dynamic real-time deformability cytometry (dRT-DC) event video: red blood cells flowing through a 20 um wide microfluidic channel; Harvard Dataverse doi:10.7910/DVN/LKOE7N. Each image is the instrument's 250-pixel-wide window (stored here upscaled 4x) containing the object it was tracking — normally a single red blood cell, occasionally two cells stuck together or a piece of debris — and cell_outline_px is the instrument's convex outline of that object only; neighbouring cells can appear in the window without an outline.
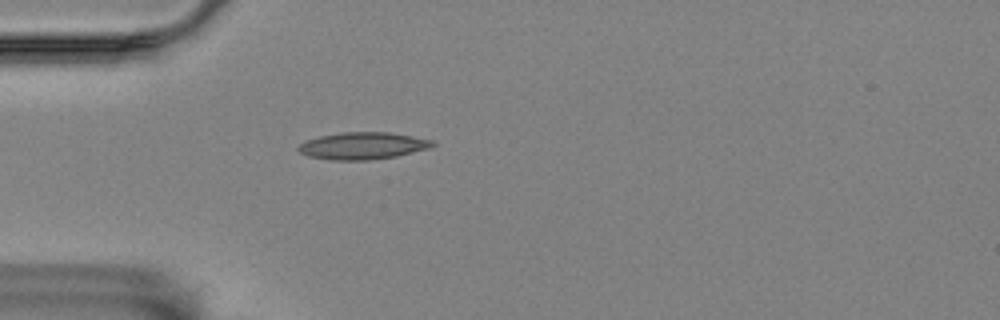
{"species": "Egyptian fruit bat (a non-hibernating species)", "species_latin": "Rousettus aegyptiacus", "temperature_condition": "room temperature", "stored_images_in_passage": 6, "camera_frame_rate_fps": 3000, "um_per_image_px": 0.085, "animal": {"sex": "female"}, "frame": {"image": 1, "passage_image": 6, "time_ms": 1.667, "image_size_px": [1000, 320], "cell_outline_px": [[436, 144], [428, 148], [396, 156], [368, 160], [332, 160], [308, 156], [300, 152], [296, 148], [304, 140], [320, 136], [340, 132], [392, 132], [436, 140]], "centroid_in_image_um": [30.84, 12.38], "position_along_channel_um": 54.2, "area_um2": 21.33}}